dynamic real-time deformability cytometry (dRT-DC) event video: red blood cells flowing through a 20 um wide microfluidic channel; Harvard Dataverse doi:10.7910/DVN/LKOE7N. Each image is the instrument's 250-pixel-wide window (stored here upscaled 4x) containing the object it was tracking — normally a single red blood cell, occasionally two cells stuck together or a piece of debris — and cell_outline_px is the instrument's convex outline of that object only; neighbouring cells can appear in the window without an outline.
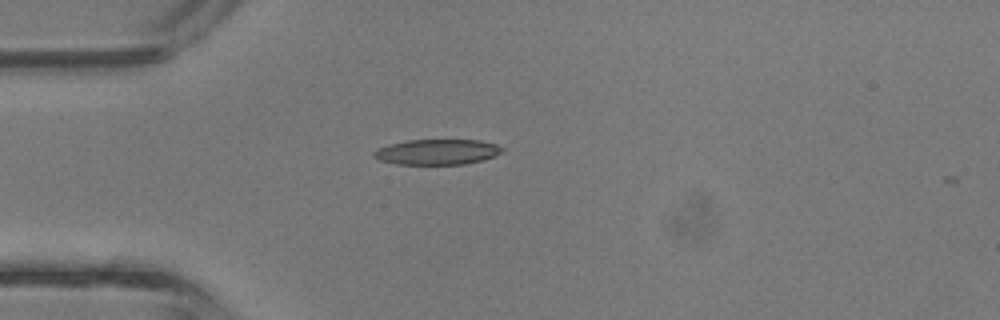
{"species": "common noctule bat (a hibernating species)", "species_latin": "Nyctalus noctula", "temperature_condition": "room temperature", "stored_images_in_passage": 1, "camera_frame_rate_fps": 3000, "um_per_image_px": 0.085, "animal": {"sex": "male", "body_mass_g": 13.3}, "frame": {"image": 1, "passage_image": 1, "time_ms": 0.0, "image_size_px": [1000, 320], "cell_outline_px": [[504, 148], [496, 156], [484, 160], [464, 164], [396, 164], [380, 160], [372, 156], [372, 152], [388, 144], [408, 140], [480, 140], [496, 144]], "centroid_in_image_um": [37.16, 12.91], "position_along_channel_um": 47.8, "area_um2": 19.02}}